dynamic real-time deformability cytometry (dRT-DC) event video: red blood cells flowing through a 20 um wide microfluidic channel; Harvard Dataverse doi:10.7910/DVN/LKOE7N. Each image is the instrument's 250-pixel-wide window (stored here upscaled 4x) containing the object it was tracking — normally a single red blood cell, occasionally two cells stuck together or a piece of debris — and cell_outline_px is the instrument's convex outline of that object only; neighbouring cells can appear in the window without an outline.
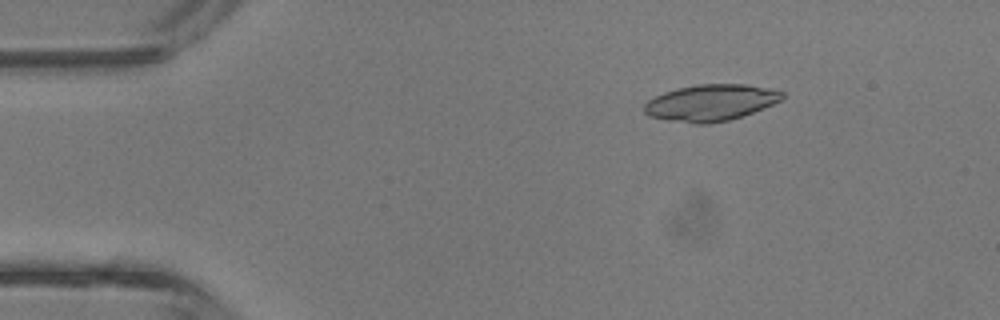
{"species": "common noctule bat (a hibernating species)", "species_latin": "Nyctalus noctula", "temperature_condition": "room temperature", "stored_images_in_passage": 40, "camera_frame_rate_fps": 3000, "um_per_image_px": 0.085, "animal": {"sex": "male", "body_mass_g": 13.3}, "frame": {"image": 1, "passage_image": 4, "time_ms": 1.0, "image_size_px": [1000, 320], "cell_outline_px": [[784, 96], [780, 100], [772, 104], [752, 112], [728, 120], [708, 124], [692, 124], [668, 120], [648, 116], [644, 112], [644, 104], [648, 100], [664, 92], [676, 88], [696, 84], [744, 84], [768, 88], [784, 92]], "centroid_in_image_um": [60.36, 8.73], "position_along_channel_um": 24.6, "area_um2": 29.19}}
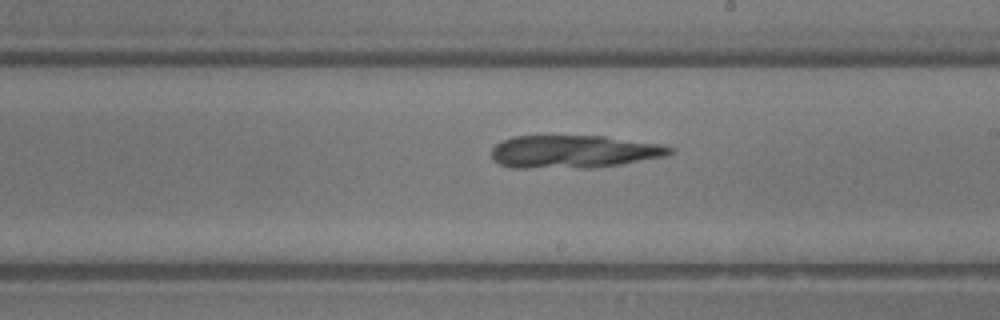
{"frame": {"image": 2, "passage_image": 22, "time_ms": 7.0, "image_size_px": [1000, 320], "cell_outline_px": [[676, 152], [664, 156], [620, 164], [592, 168], [512, 168], [500, 164], [492, 160], [492, 148], [500, 140], [512, 136], [604, 136], [660, 144], [676, 148]], "centroid_in_image_um": [48.74, 12.89], "position_along_channel_um": 240.3, "area_um2": 34.45}}
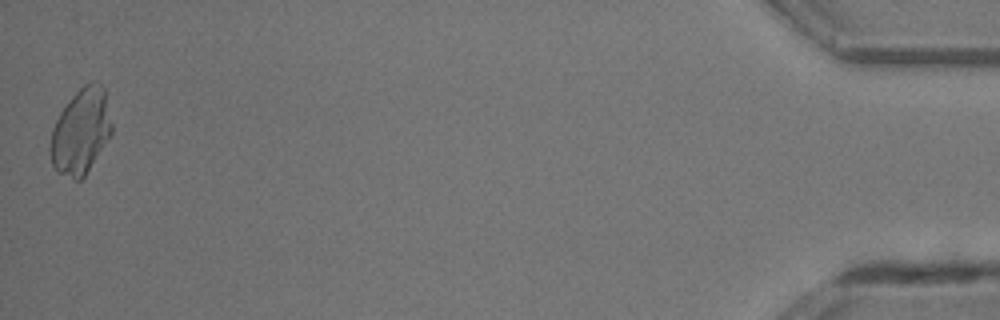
{"frame": {"image": 3, "passage_image": 40, "time_ms": 13.0, "image_size_px": [1000, 320], "cell_outline_px": [[112, 132], [84, 176], [80, 180], [76, 180], [56, 172], [52, 164], [48, 148], [52, 128], [60, 112], [68, 100], [84, 84], [92, 80], [100, 84], [104, 88], [112, 124]], "centroid_in_image_um": [6.84, 11.16], "position_along_channel_um": 428.4, "area_um2": 30.52}}